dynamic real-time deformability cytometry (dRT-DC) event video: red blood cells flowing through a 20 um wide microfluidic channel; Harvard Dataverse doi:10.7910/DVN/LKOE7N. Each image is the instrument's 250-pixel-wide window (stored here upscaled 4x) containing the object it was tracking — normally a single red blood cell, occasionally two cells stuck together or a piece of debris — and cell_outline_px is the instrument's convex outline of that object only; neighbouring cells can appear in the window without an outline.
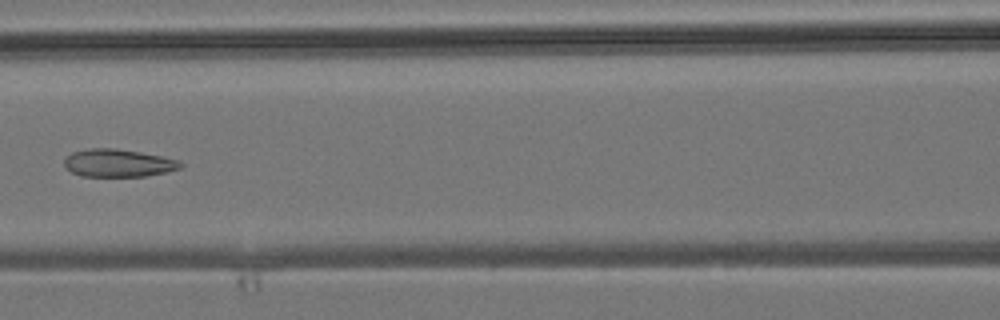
{"species": "common noctule bat (a hibernating species)", "species_latin": "Nyctalus noctula", "temperature_condition": "room temperature", "stored_images_in_passage": 7, "camera_frame_rate_fps": 3000, "um_per_image_px": 0.085, "animal": {"sex": "male", "body_mass_g": 19.2, "forearm_length_mm": 51.8}, "frame": {"image": 1, "passage_image": 7, "time_ms": 7.0, "image_size_px": [1000, 320], "cell_outline_px": [[184, 164], [180, 168], [168, 172], [144, 176], [80, 176], [72, 172], [64, 164], [64, 160], [72, 152], [88, 148], [116, 148], [140, 152], [180, 160]], "centroid_in_image_um": [10.07, 13.85], "position_along_channel_um": 156.5, "area_um2": 18.79}}